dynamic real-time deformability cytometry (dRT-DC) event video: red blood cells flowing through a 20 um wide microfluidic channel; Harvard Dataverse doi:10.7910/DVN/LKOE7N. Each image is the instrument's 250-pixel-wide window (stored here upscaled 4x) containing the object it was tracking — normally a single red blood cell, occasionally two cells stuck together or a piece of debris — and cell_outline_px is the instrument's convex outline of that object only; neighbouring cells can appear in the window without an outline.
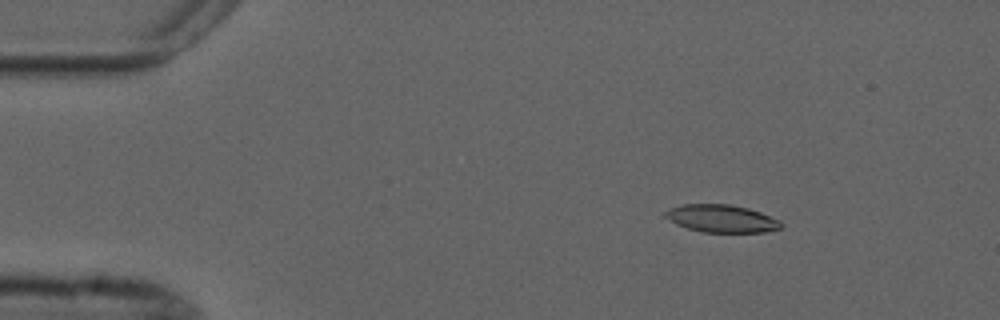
{"species": "common noctule bat (a hibernating species)", "species_latin": "Nyctalus noctula", "temperature_condition": "cold", "stored_images_in_passage": 5, "camera_frame_rate_fps": 3000, "um_per_image_px": 0.085, "animal": {"sex": "male", "forearm_length_mm": 52.5}, "frame": {"image": 1, "passage_image": 2, "time_ms": 2.0, "image_size_px": [1000, 320], "cell_outline_px": [[784, 224], [780, 228], [764, 232], [704, 232], [688, 228], [676, 224], [660, 216], [664, 212], [672, 208], [684, 204], [728, 204], [748, 208], [760, 212], [780, 220]], "centroid_in_image_um": [61.31, 18.57], "position_along_channel_um": 23.7, "area_um2": 18.67}}